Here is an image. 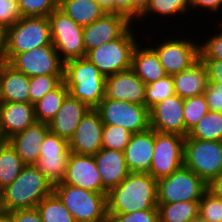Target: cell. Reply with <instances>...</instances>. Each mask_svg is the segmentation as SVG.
Wrapping results in <instances>:
<instances>
[{
    "instance_id": "6da1fadb",
    "label": "cell",
    "mask_w": 222,
    "mask_h": 222,
    "mask_svg": "<svg viewBox=\"0 0 222 222\" xmlns=\"http://www.w3.org/2000/svg\"><path fill=\"white\" fill-rule=\"evenodd\" d=\"M157 180L150 174L130 172L107 193L108 214L157 209Z\"/></svg>"
},
{
    "instance_id": "7a4b0ae2",
    "label": "cell",
    "mask_w": 222,
    "mask_h": 222,
    "mask_svg": "<svg viewBox=\"0 0 222 222\" xmlns=\"http://www.w3.org/2000/svg\"><path fill=\"white\" fill-rule=\"evenodd\" d=\"M54 185L36 168L25 165L19 176L0 191V209L10 212L36 208L53 192Z\"/></svg>"
},
{
    "instance_id": "3957f363",
    "label": "cell",
    "mask_w": 222,
    "mask_h": 222,
    "mask_svg": "<svg viewBox=\"0 0 222 222\" xmlns=\"http://www.w3.org/2000/svg\"><path fill=\"white\" fill-rule=\"evenodd\" d=\"M105 77L86 57L64 63L63 82L69 94L95 109L105 98Z\"/></svg>"
},
{
    "instance_id": "277c9868",
    "label": "cell",
    "mask_w": 222,
    "mask_h": 222,
    "mask_svg": "<svg viewBox=\"0 0 222 222\" xmlns=\"http://www.w3.org/2000/svg\"><path fill=\"white\" fill-rule=\"evenodd\" d=\"M53 192L59 197L76 222H108L107 194L57 183Z\"/></svg>"
},
{
    "instance_id": "5b68a950",
    "label": "cell",
    "mask_w": 222,
    "mask_h": 222,
    "mask_svg": "<svg viewBox=\"0 0 222 222\" xmlns=\"http://www.w3.org/2000/svg\"><path fill=\"white\" fill-rule=\"evenodd\" d=\"M6 62L16 54L53 45L48 17H21L6 29Z\"/></svg>"
},
{
    "instance_id": "8992f818",
    "label": "cell",
    "mask_w": 222,
    "mask_h": 222,
    "mask_svg": "<svg viewBox=\"0 0 222 222\" xmlns=\"http://www.w3.org/2000/svg\"><path fill=\"white\" fill-rule=\"evenodd\" d=\"M130 27L120 38L107 42L86 53L88 58L106 78L131 68L132 53L139 40Z\"/></svg>"
},
{
    "instance_id": "52a82bcc",
    "label": "cell",
    "mask_w": 222,
    "mask_h": 222,
    "mask_svg": "<svg viewBox=\"0 0 222 222\" xmlns=\"http://www.w3.org/2000/svg\"><path fill=\"white\" fill-rule=\"evenodd\" d=\"M207 183L184 165L157 180V203L200 201Z\"/></svg>"
},
{
    "instance_id": "ba28073f",
    "label": "cell",
    "mask_w": 222,
    "mask_h": 222,
    "mask_svg": "<svg viewBox=\"0 0 222 222\" xmlns=\"http://www.w3.org/2000/svg\"><path fill=\"white\" fill-rule=\"evenodd\" d=\"M184 166L208 183L222 172V141L185 138Z\"/></svg>"
},
{
    "instance_id": "9c48e42d",
    "label": "cell",
    "mask_w": 222,
    "mask_h": 222,
    "mask_svg": "<svg viewBox=\"0 0 222 222\" xmlns=\"http://www.w3.org/2000/svg\"><path fill=\"white\" fill-rule=\"evenodd\" d=\"M52 44L65 63L72 59L86 57L83 41V26L77 24L59 9L49 16Z\"/></svg>"
},
{
    "instance_id": "30bf717a",
    "label": "cell",
    "mask_w": 222,
    "mask_h": 222,
    "mask_svg": "<svg viewBox=\"0 0 222 222\" xmlns=\"http://www.w3.org/2000/svg\"><path fill=\"white\" fill-rule=\"evenodd\" d=\"M104 125H115L132 134L150 128V109L146 106L104 98L95 108Z\"/></svg>"
},
{
    "instance_id": "8fae6325",
    "label": "cell",
    "mask_w": 222,
    "mask_h": 222,
    "mask_svg": "<svg viewBox=\"0 0 222 222\" xmlns=\"http://www.w3.org/2000/svg\"><path fill=\"white\" fill-rule=\"evenodd\" d=\"M185 137L155 130L154 154L149 174L156 180L171 175L184 165Z\"/></svg>"
},
{
    "instance_id": "7c38bea8",
    "label": "cell",
    "mask_w": 222,
    "mask_h": 222,
    "mask_svg": "<svg viewBox=\"0 0 222 222\" xmlns=\"http://www.w3.org/2000/svg\"><path fill=\"white\" fill-rule=\"evenodd\" d=\"M164 39L162 42L149 46L155 51L159 62L167 75H174L190 68L199 60L200 42L191 41L189 38Z\"/></svg>"
},
{
    "instance_id": "4fadbf2b",
    "label": "cell",
    "mask_w": 222,
    "mask_h": 222,
    "mask_svg": "<svg viewBox=\"0 0 222 222\" xmlns=\"http://www.w3.org/2000/svg\"><path fill=\"white\" fill-rule=\"evenodd\" d=\"M8 63L28 77L63 75L64 71V62L53 45L18 53Z\"/></svg>"
},
{
    "instance_id": "5bb4252c",
    "label": "cell",
    "mask_w": 222,
    "mask_h": 222,
    "mask_svg": "<svg viewBox=\"0 0 222 222\" xmlns=\"http://www.w3.org/2000/svg\"><path fill=\"white\" fill-rule=\"evenodd\" d=\"M61 183L92 192L108 193L102 185V179L97 170L94 155L70 153L65 175Z\"/></svg>"
},
{
    "instance_id": "9a60e30c",
    "label": "cell",
    "mask_w": 222,
    "mask_h": 222,
    "mask_svg": "<svg viewBox=\"0 0 222 222\" xmlns=\"http://www.w3.org/2000/svg\"><path fill=\"white\" fill-rule=\"evenodd\" d=\"M134 23L119 13H105L90 25L83 27V41L86 53L120 38Z\"/></svg>"
},
{
    "instance_id": "2e32d148",
    "label": "cell",
    "mask_w": 222,
    "mask_h": 222,
    "mask_svg": "<svg viewBox=\"0 0 222 222\" xmlns=\"http://www.w3.org/2000/svg\"><path fill=\"white\" fill-rule=\"evenodd\" d=\"M103 122L96 109H90L81 119L68 141L71 153L94 155L102 149Z\"/></svg>"
},
{
    "instance_id": "e0dca14e",
    "label": "cell",
    "mask_w": 222,
    "mask_h": 222,
    "mask_svg": "<svg viewBox=\"0 0 222 222\" xmlns=\"http://www.w3.org/2000/svg\"><path fill=\"white\" fill-rule=\"evenodd\" d=\"M184 99L173 94L150 108V127L161 133L185 137Z\"/></svg>"
},
{
    "instance_id": "ac0fdd59",
    "label": "cell",
    "mask_w": 222,
    "mask_h": 222,
    "mask_svg": "<svg viewBox=\"0 0 222 222\" xmlns=\"http://www.w3.org/2000/svg\"><path fill=\"white\" fill-rule=\"evenodd\" d=\"M105 97L146 106V84L130 68L106 77Z\"/></svg>"
},
{
    "instance_id": "d6986e66",
    "label": "cell",
    "mask_w": 222,
    "mask_h": 222,
    "mask_svg": "<svg viewBox=\"0 0 222 222\" xmlns=\"http://www.w3.org/2000/svg\"><path fill=\"white\" fill-rule=\"evenodd\" d=\"M155 130L132 134L124 149V158L130 172L149 174L154 154Z\"/></svg>"
},
{
    "instance_id": "ffe728a7",
    "label": "cell",
    "mask_w": 222,
    "mask_h": 222,
    "mask_svg": "<svg viewBox=\"0 0 222 222\" xmlns=\"http://www.w3.org/2000/svg\"><path fill=\"white\" fill-rule=\"evenodd\" d=\"M48 132L49 125L47 123L36 121L7 141L26 165H34L40 158V146Z\"/></svg>"
},
{
    "instance_id": "44dd1931",
    "label": "cell",
    "mask_w": 222,
    "mask_h": 222,
    "mask_svg": "<svg viewBox=\"0 0 222 222\" xmlns=\"http://www.w3.org/2000/svg\"><path fill=\"white\" fill-rule=\"evenodd\" d=\"M91 108L73 98L70 94L66 97L53 120L48 124L49 131L69 141L75 133L81 119Z\"/></svg>"
},
{
    "instance_id": "7402d4cb",
    "label": "cell",
    "mask_w": 222,
    "mask_h": 222,
    "mask_svg": "<svg viewBox=\"0 0 222 222\" xmlns=\"http://www.w3.org/2000/svg\"><path fill=\"white\" fill-rule=\"evenodd\" d=\"M36 121L32 103L3 102L0 106L1 130L7 140Z\"/></svg>"
},
{
    "instance_id": "603a6c76",
    "label": "cell",
    "mask_w": 222,
    "mask_h": 222,
    "mask_svg": "<svg viewBox=\"0 0 222 222\" xmlns=\"http://www.w3.org/2000/svg\"><path fill=\"white\" fill-rule=\"evenodd\" d=\"M94 158L102 185L107 191L118 186L130 173L122 151L102 148L94 154Z\"/></svg>"
},
{
    "instance_id": "cb8c5ba5",
    "label": "cell",
    "mask_w": 222,
    "mask_h": 222,
    "mask_svg": "<svg viewBox=\"0 0 222 222\" xmlns=\"http://www.w3.org/2000/svg\"><path fill=\"white\" fill-rule=\"evenodd\" d=\"M30 77L17 71L8 62L0 64L2 102L30 103Z\"/></svg>"
},
{
    "instance_id": "d4e9b609",
    "label": "cell",
    "mask_w": 222,
    "mask_h": 222,
    "mask_svg": "<svg viewBox=\"0 0 222 222\" xmlns=\"http://www.w3.org/2000/svg\"><path fill=\"white\" fill-rule=\"evenodd\" d=\"M131 69L146 85L167 76L155 51L150 46L142 48L141 42L133 50Z\"/></svg>"
},
{
    "instance_id": "484cf974",
    "label": "cell",
    "mask_w": 222,
    "mask_h": 222,
    "mask_svg": "<svg viewBox=\"0 0 222 222\" xmlns=\"http://www.w3.org/2000/svg\"><path fill=\"white\" fill-rule=\"evenodd\" d=\"M172 78L175 94L183 99L204 94L208 83L206 68L200 59Z\"/></svg>"
},
{
    "instance_id": "4316f807",
    "label": "cell",
    "mask_w": 222,
    "mask_h": 222,
    "mask_svg": "<svg viewBox=\"0 0 222 222\" xmlns=\"http://www.w3.org/2000/svg\"><path fill=\"white\" fill-rule=\"evenodd\" d=\"M58 9L83 27L107 13L96 0H59Z\"/></svg>"
},
{
    "instance_id": "83f0119b",
    "label": "cell",
    "mask_w": 222,
    "mask_h": 222,
    "mask_svg": "<svg viewBox=\"0 0 222 222\" xmlns=\"http://www.w3.org/2000/svg\"><path fill=\"white\" fill-rule=\"evenodd\" d=\"M69 95V90L62 82L56 89L48 92L34 104L35 117L38 122L49 124Z\"/></svg>"
},
{
    "instance_id": "f1b7e54d",
    "label": "cell",
    "mask_w": 222,
    "mask_h": 222,
    "mask_svg": "<svg viewBox=\"0 0 222 222\" xmlns=\"http://www.w3.org/2000/svg\"><path fill=\"white\" fill-rule=\"evenodd\" d=\"M159 222H191L198 216L199 201L158 203Z\"/></svg>"
},
{
    "instance_id": "f546056e",
    "label": "cell",
    "mask_w": 222,
    "mask_h": 222,
    "mask_svg": "<svg viewBox=\"0 0 222 222\" xmlns=\"http://www.w3.org/2000/svg\"><path fill=\"white\" fill-rule=\"evenodd\" d=\"M25 165L8 141L0 145V191L19 176Z\"/></svg>"
},
{
    "instance_id": "4dcf8cb0",
    "label": "cell",
    "mask_w": 222,
    "mask_h": 222,
    "mask_svg": "<svg viewBox=\"0 0 222 222\" xmlns=\"http://www.w3.org/2000/svg\"><path fill=\"white\" fill-rule=\"evenodd\" d=\"M185 138L222 141V113L209 111Z\"/></svg>"
},
{
    "instance_id": "1f68e13d",
    "label": "cell",
    "mask_w": 222,
    "mask_h": 222,
    "mask_svg": "<svg viewBox=\"0 0 222 222\" xmlns=\"http://www.w3.org/2000/svg\"><path fill=\"white\" fill-rule=\"evenodd\" d=\"M43 222H76L59 197L52 192L36 206Z\"/></svg>"
},
{
    "instance_id": "d6a6232c",
    "label": "cell",
    "mask_w": 222,
    "mask_h": 222,
    "mask_svg": "<svg viewBox=\"0 0 222 222\" xmlns=\"http://www.w3.org/2000/svg\"><path fill=\"white\" fill-rule=\"evenodd\" d=\"M190 12V0H150L149 6L146 11L138 18V20L143 21L150 18L149 16H153L154 14L159 15L166 18L172 17L174 15L185 14Z\"/></svg>"
},
{
    "instance_id": "836d02e7",
    "label": "cell",
    "mask_w": 222,
    "mask_h": 222,
    "mask_svg": "<svg viewBox=\"0 0 222 222\" xmlns=\"http://www.w3.org/2000/svg\"><path fill=\"white\" fill-rule=\"evenodd\" d=\"M185 137L209 112L207 100L204 94L184 99Z\"/></svg>"
},
{
    "instance_id": "e575fe53",
    "label": "cell",
    "mask_w": 222,
    "mask_h": 222,
    "mask_svg": "<svg viewBox=\"0 0 222 222\" xmlns=\"http://www.w3.org/2000/svg\"><path fill=\"white\" fill-rule=\"evenodd\" d=\"M68 157L69 156L40 157L34 165L55 185L60 183L64 178Z\"/></svg>"
},
{
    "instance_id": "d590c367",
    "label": "cell",
    "mask_w": 222,
    "mask_h": 222,
    "mask_svg": "<svg viewBox=\"0 0 222 222\" xmlns=\"http://www.w3.org/2000/svg\"><path fill=\"white\" fill-rule=\"evenodd\" d=\"M63 82V75H38L30 77V103L35 104L48 92Z\"/></svg>"
},
{
    "instance_id": "8d00e7d4",
    "label": "cell",
    "mask_w": 222,
    "mask_h": 222,
    "mask_svg": "<svg viewBox=\"0 0 222 222\" xmlns=\"http://www.w3.org/2000/svg\"><path fill=\"white\" fill-rule=\"evenodd\" d=\"M173 94H175L173 78L167 75L146 85V107L150 109L159 101L165 100Z\"/></svg>"
},
{
    "instance_id": "74e56055",
    "label": "cell",
    "mask_w": 222,
    "mask_h": 222,
    "mask_svg": "<svg viewBox=\"0 0 222 222\" xmlns=\"http://www.w3.org/2000/svg\"><path fill=\"white\" fill-rule=\"evenodd\" d=\"M132 133L115 125L103 126L102 148L124 151Z\"/></svg>"
},
{
    "instance_id": "f35d334b",
    "label": "cell",
    "mask_w": 222,
    "mask_h": 222,
    "mask_svg": "<svg viewBox=\"0 0 222 222\" xmlns=\"http://www.w3.org/2000/svg\"><path fill=\"white\" fill-rule=\"evenodd\" d=\"M59 0H18L22 17H48L58 9Z\"/></svg>"
},
{
    "instance_id": "ab89813d",
    "label": "cell",
    "mask_w": 222,
    "mask_h": 222,
    "mask_svg": "<svg viewBox=\"0 0 222 222\" xmlns=\"http://www.w3.org/2000/svg\"><path fill=\"white\" fill-rule=\"evenodd\" d=\"M198 216L207 222H222V199L206 191L199 201Z\"/></svg>"
},
{
    "instance_id": "60d3db41",
    "label": "cell",
    "mask_w": 222,
    "mask_h": 222,
    "mask_svg": "<svg viewBox=\"0 0 222 222\" xmlns=\"http://www.w3.org/2000/svg\"><path fill=\"white\" fill-rule=\"evenodd\" d=\"M40 148V157L69 156L71 153L68 141L50 131L45 136Z\"/></svg>"
},
{
    "instance_id": "b9f144b4",
    "label": "cell",
    "mask_w": 222,
    "mask_h": 222,
    "mask_svg": "<svg viewBox=\"0 0 222 222\" xmlns=\"http://www.w3.org/2000/svg\"><path fill=\"white\" fill-rule=\"evenodd\" d=\"M219 27L222 28V21ZM203 44H199V59H220L222 60V31L211 35Z\"/></svg>"
},
{
    "instance_id": "7bdbcfd3",
    "label": "cell",
    "mask_w": 222,
    "mask_h": 222,
    "mask_svg": "<svg viewBox=\"0 0 222 222\" xmlns=\"http://www.w3.org/2000/svg\"><path fill=\"white\" fill-rule=\"evenodd\" d=\"M108 222H159L158 210H139L128 214H108Z\"/></svg>"
},
{
    "instance_id": "ee69618b",
    "label": "cell",
    "mask_w": 222,
    "mask_h": 222,
    "mask_svg": "<svg viewBox=\"0 0 222 222\" xmlns=\"http://www.w3.org/2000/svg\"><path fill=\"white\" fill-rule=\"evenodd\" d=\"M18 0H0V25L7 29L21 18Z\"/></svg>"
},
{
    "instance_id": "f6af8a7d",
    "label": "cell",
    "mask_w": 222,
    "mask_h": 222,
    "mask_svg": "<svg viewBox=\"0 0 222 222\" xmlns=\"http://www.w3.org/2000/svg\"><path fill=\"white\" fill-rule=\"evenodd\" d=\"M204 95L209 111L222 113V83H207Z\"/></svg>"
},
{
    "instance_id": "bcb514c9",
    "label": "cell",
    "mask_w": 222,
    "mask_h": 222,
    "mask_svg": "<svg viewBox=\"0 0 222 222\" xmlns=\"http://www.w3.org/2000/svg\"><path fill=\"white\" fill-rule=\"evenodd\" d=\"M207 72L208 83H222V60L200 59Z\"/></svg>"
},
{
    "instance_id": "7dc6e473",
    "label": "cell",
    "mask_w": 222,
    "mask_h": 222,
    "mask_svg": "<svg viewBox=\"0 0 222 222\" xmlns=\"http://www.w3.org/2000/svg\"><path fill=\"white\" fill-rule=\"evenodd\" d=\"M9 218L10 222H43L36 208L10 211Z\"/></svg>"
},
{
    "instance_id": "c3c4849f",
    "label": "cell",
    "mask_w": 222,
    "mask_h": 222,
    "mask_svg": "<svg viewBox=\"0 0 222 222\" xmlns=\"http://www.w3.org/2000/svg\"><path fill=\"white\" fill-rule=\"evenodd\" d=\"M201 9L216 13L222 9V0H190V10ZM220 9V10H219Z\"/></svg>"
},
{
    "instance_id": "681fc988",
    "label": "cell",
    "mask_w": 222,
    "mask_h": 222,
    "mask_svg": "<svg viewBox=\"0 0 222 222\" xmlns=\"http://www.w3.org/2000/svg\"><path fill=\"white\" fill-rule=\"evenodd\" d=\"M113 13H119L132 21V0H113Z\"/></svg>"
},
{
    "instance_id": "f907efd6",
    "label": "cell",
    "mask_w": 222,
    "mask_h": 222,
    "mask_svg": "<svg viewBox=\"0 0 222 222\" xmlns=\"http://www.w3.org/2000/svg\"><path fill=\"white\" fill-rule=\"evenodd\" d=\"M207 191L222 199V172L207 183Z\"/></svg>"
},
{
    "instance_id": "816d5d0a",
    "label": "cell",
    "mask_w": 222,
    "mask_h": 222,
    "mask_svg": "<svg viewBox=\"0 0 222 222\" xmlns=\"http://www.w3.org/2000/svg\"><path fill=\"white\" fill-rule=\"evenodd\" d=\"M149 3L150 0H132V22L138 21V18L146 11Z\"/></svg>"
},
{
    "instance_id": "f5cc1de1",
    "label": "cell",
    "mask_w": 222,
    "mask_h": 222,
    "mask_svg": "<svg viewBox=\"0 0 222 222\" xmlns=\"http://www.w3.org/2000/svg\"><path fill=\"white\" fill-rule=\"evenodd\" d=\"M6 29L0 25V64L6 62Z\"/></svg>"
},
{
    "instance_id": "db71d44e",
    "label": "cell",
    "mask_w": 222,
    "mask_h": 222,
    "mask_svg": "<svg viewBox=\"0 0 222 222\" xmlns=\"http://www.w3.org/2000/svg\"><path fill=\"white\" fill-rule=\"evenodd\" d=\"M100 6L109 13H113V0H96Z\"/></svg>"
},
{
    "instance_id": "11a10c76",
    "label": "cell",
    "mask_w": 222,
    "mask_h": 222,
    "mask_svg": "<svg viewBox=\"0 0 222 222\" xmlns=\"http://www.w3.org/2000/svg\"><path fill=\"white\" fill-rule=\"evenodd\" d=\"M0 222H10L9 212L0 209Z\"/></svg>"
},
{
    "instance_id": "9f6ffc18",
    "label": "cell",
    "mask_w": 222,
    "mask_h": 222,
    "mask_svg": "<svg viewBox=\"0 0 222 222\" xmlns=\"http://www.w3.org/2000/svg\"><path fill=\"white\" fill-rule=\"evenodd\" d=\"M6 142H7V139L5 138V136L2 133L1 125H0V145L4 144Z\"/></svg>"
},
{
    "instance_id": "6f0895ef",
    "label": "cell",
    "mask_w": 222,
    "mask_h": 222,
    "mask_svg": "<svg viewBox=\"0 0 222 222\" xmlns=\"http://www.w3.org/2000/svg\"><path fill=\"white\" fill-rule=\"evenodd\" d=\"M191 222H207L205 220H203L200 216H197L194 220H192Z\"/></svg>"
},
{
    "instance_id": "680465c9",
    "label": "cell",
    "mask_w": 222,
    "mask_h": 222,
    "mask_svg": "<svg viewBox=\"0 0 222 222\" xmlns=\"http://www.w3.org/2000/svg\"><path fill=\"white\" fill-rule=\"evenodd\" d=\"M1 91H0V106L2 105Z\"/></svg>"
}]
</instances>
